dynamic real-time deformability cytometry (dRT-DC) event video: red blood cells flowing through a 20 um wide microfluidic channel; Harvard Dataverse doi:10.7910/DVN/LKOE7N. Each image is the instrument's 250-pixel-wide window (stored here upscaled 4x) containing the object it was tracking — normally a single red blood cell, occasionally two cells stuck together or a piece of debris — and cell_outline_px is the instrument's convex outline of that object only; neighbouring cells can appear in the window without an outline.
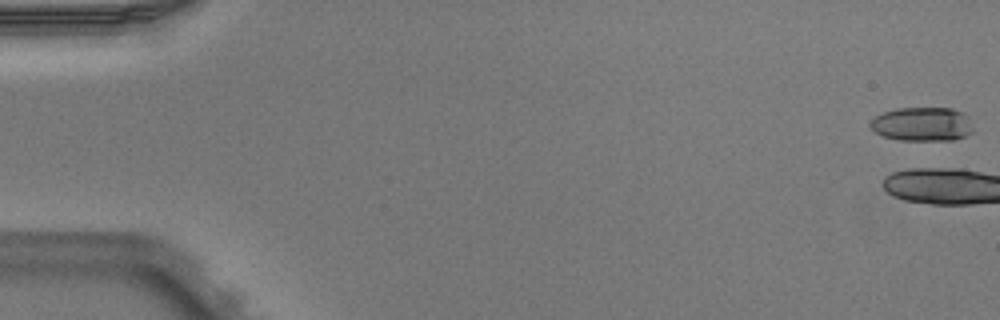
{"species": "Egyptian fruit bat (a non-hibernating species)", "species_latin": "Rousettus aegyptiacus", "temperature_condition": "warm", "stored_images_in_passage": 6, "camera_frame_rate_fps": 3000, "um_per_image_px": 0.085, "animal": {"sex": "male"}, "frame": {"image": 1, "passage_image": 1, "time_ms": 0.0, "image_size_px": [1000, 320], "cell_outline_px": [[972, 132], [964, 136], [952, 140], [900, 140], [884, 136], [876, 132], [868, 124], [876, 116], [884, 112], [896, 108], [952, 108], [964, 112], [968, 116]], "centroid_in_image_um": [78.39, 10.54], "position_along_channel_um": 6.6, "area_um2": 20.23}}
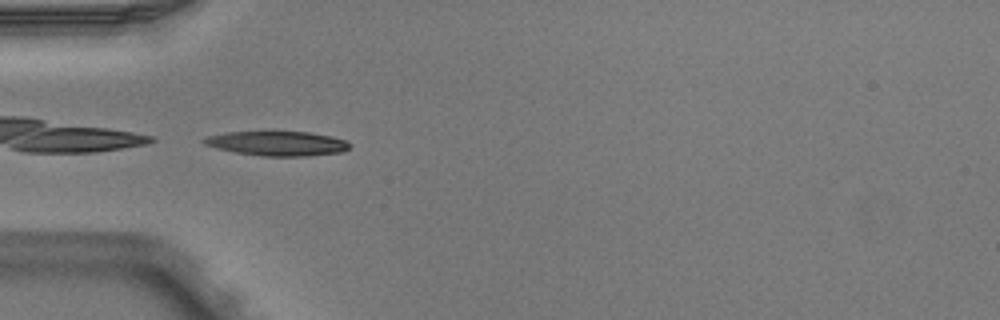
{"frame": {"image": 2, "passage_image": 5, "time_ms": 1.333, "image_size_px": [1000, 320], "cell_outline_px": [[352, 144], [348, 148], [340, 152], [304, 156], [264, 156], [236, 152], [216, 148], [204, 144], [200, 140], [204, 136], [228, 132], [308, 132], [332, 136], [344, 140]], "centroid_in_image_um": [23.53, 12.19], "position_along_channel_um": 61.5, "area_um2": 20.69}}
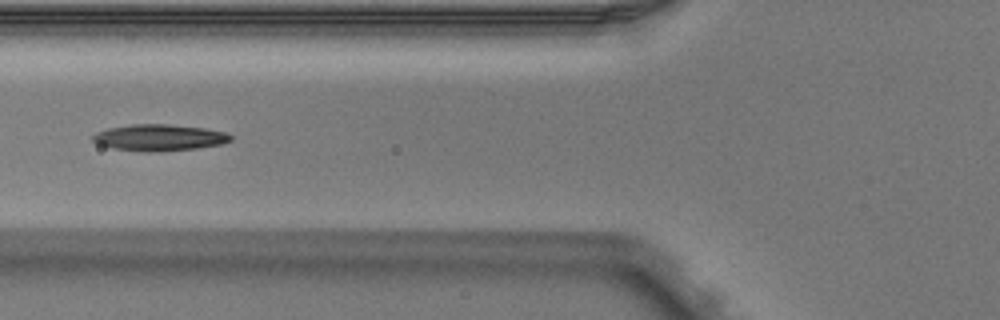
{"frame": {"image": 3, "passage_image": 6, "time_ms": 1.667, "image_size_px": [1000, 320], "cell_outline_px": [[232, 140], [224, 144], [196, 148], [152, 152], [148, 152], [112, 148], [100, 144], [92, 140], [92, 136], [96, 132], [108, 128], [132, 124], [168, 124], [204, 128], [228, 132], [232, 136]], "centroid_in_image_um": [13.57, 11.69], "position_along_channel_um": 112.2, "area_um2": 21.27}}